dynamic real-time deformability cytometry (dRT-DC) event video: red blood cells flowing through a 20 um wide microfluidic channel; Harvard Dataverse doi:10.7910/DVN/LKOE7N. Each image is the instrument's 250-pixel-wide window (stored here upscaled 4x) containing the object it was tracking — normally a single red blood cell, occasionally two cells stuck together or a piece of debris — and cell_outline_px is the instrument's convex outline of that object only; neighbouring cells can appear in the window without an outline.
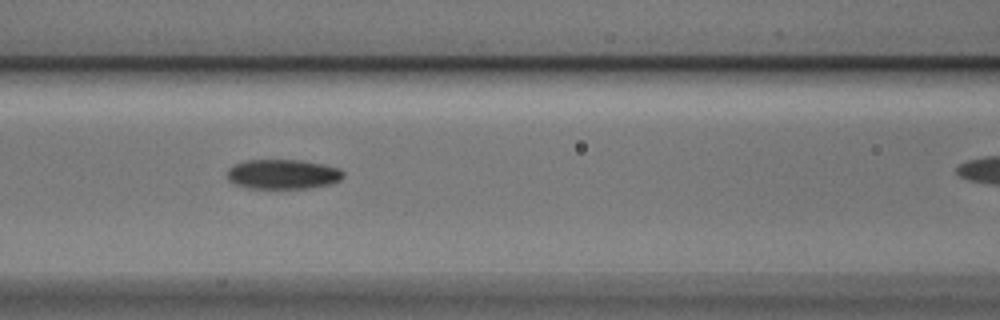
{"species": "Egyptian fruit bat (a non-hibernating species)", "species_latin": "Rousettus aegyptiacus", "temperature_condition": "cold", "stored_images_in_passage": 6, "camera_frame_rate_fps": 3000, "um_per_image_px": 0.085, "animal": {"sex": "male"}, "frame": {"image": 1, "passage_image": 4, "time_ms": 1.0, "image_size_px": [1000, 320], "cell_outline_px": [[344, 176], [340, 180], [332, 184], [308, 188], [248, 188], [236, 184], [228, 180], [228, 168], [232, 164], [244, 160], [300, 160], [340, 168], [344, 172]], "centroid_in_image_um": [24.04, 14.8], "position_along_channel_um": 142.6, "area_um2": 20.17}}
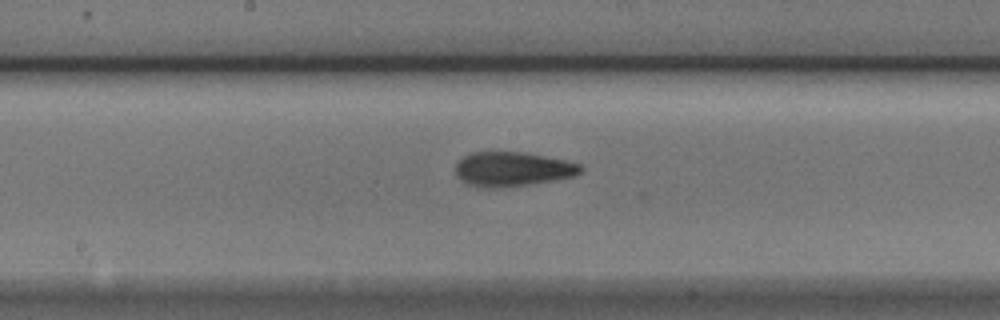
{"frame": {"image": 2, "passage_image": 6, "time_ms": 1.667, "image_size_px": [1000, 320], "cell_outline_px": [[584, 168], [576, 176], [556, 180], [504, 188], [476, 188], [468, 184], [456, 176], [456, 164], [464, 156], [472, 152], [524, 152], [564, 160], [580, 164]], "centroid_in_image_um": [43.56, 14.39], "position_along_channel_um": 204.6, "area_um2": 25.32}}